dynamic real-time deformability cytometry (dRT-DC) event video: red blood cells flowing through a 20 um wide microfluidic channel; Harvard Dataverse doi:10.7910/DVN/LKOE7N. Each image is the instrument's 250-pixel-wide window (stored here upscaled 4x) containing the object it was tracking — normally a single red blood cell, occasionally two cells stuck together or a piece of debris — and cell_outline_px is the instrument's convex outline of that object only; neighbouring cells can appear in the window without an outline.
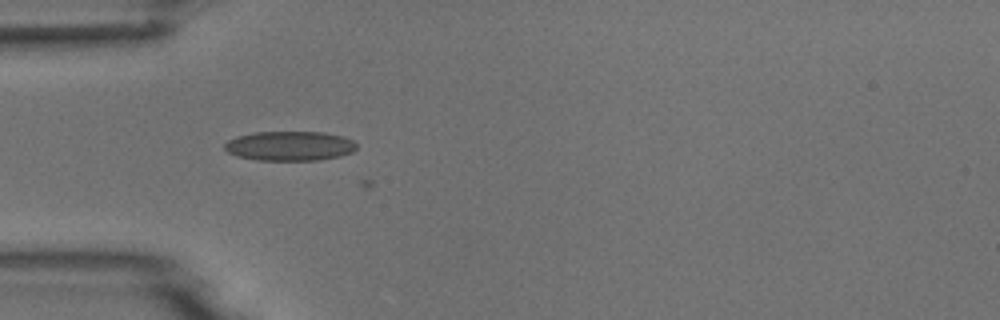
{"species": "common noctule bat (a hibernating species)", "species_latin": "Nyctalus noctula", "temperature_condition": "room temperature", "stored_images_in_passage": 8, "camera_frame_rate_fps": 3000, "um_per_image_px": 0.085, "animal": {"sex": "male", "body_mass_g": 18.8}, "frame": {"image": 1, "passage_image": 5, "time_ms": 4.333, "image_size_px": [1000, 320], "cell_outline_px": [[356, 148], [352, 152], [340, 156], [316, 160], [260, 160], [236, 156], [228, 152], [224, 148], [224, 144], [228, 140], [236, 136], [252, 132], [324, 132], [344, 136], [352, 140], [356, 144]], "centroid_in_image_um": [24.61, 12.39], "position_along_channel_um": 60.4, "area_um2": 22.77}}